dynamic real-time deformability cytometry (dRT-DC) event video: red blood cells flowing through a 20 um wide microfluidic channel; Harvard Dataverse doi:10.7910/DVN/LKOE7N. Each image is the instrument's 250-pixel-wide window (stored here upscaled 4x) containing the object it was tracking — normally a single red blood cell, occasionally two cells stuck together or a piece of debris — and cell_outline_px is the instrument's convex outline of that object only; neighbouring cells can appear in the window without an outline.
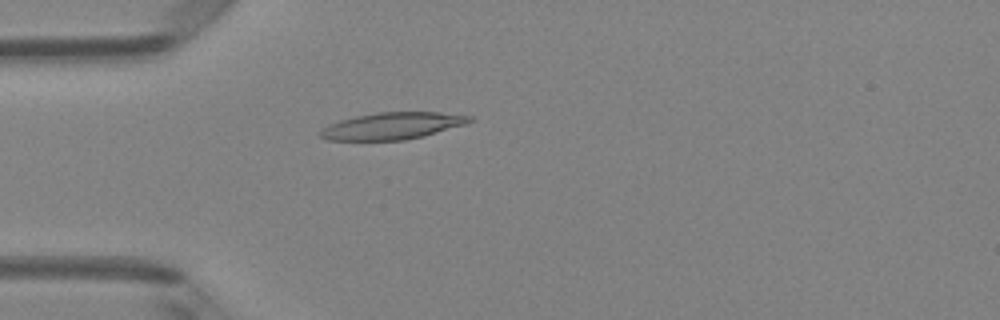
{"species": "Egyptian fruit bat (a non-hibernating species)", "species_latin": "Rousettus aegyptiacus", "temperature_condition": "room temperature", "stored_images_in_passage": 4, "camera_frame_rate_fps": 3000, "um_per_image_px": 0.085, "animal": {"sex": "female"}, "frame": {"image": 1, "passage_image": 4, "time_ms": 1.0, "image_size_px": [1000, 320], "cell_outline_px": [[476, 120], [464, 124], [424, 136], [404, 140], [328, 140], [320, 136], [316, 132], [328, 124], [340, 120], [356, 116], [376, 112], [440, 112], [472, 116]], "centroid_in_image_um": [33.32, 10.69], "position_along_channel_um": 51.7, "area_um2": 23.47}}